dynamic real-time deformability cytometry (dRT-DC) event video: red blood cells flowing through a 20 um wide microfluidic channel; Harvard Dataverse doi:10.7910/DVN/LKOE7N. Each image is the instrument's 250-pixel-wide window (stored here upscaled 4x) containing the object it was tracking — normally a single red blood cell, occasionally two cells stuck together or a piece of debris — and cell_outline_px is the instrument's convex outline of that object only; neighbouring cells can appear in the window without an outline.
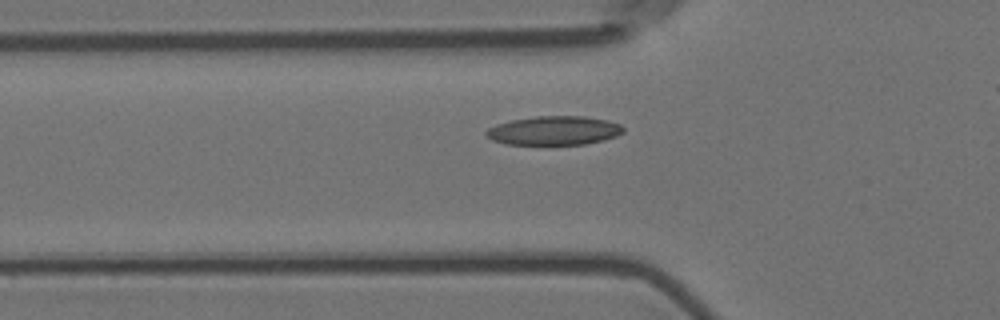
{"species": "Egyptian fruit bat (a non-hibernating species)", "species_latin": "Rousettus aegyptiacus", "temperature_condition": "room temperature", "stored_images_in_passage": 6, "camera_frame_rate_fps": 3000, "um_per_image_px": 0.085, "animal": {"sex": "female"}, "frame": {"image": 1, "passage_image": 6, "time_ms": 1.667, "image_size_px": [1000, 320], "cell_outline_px": [[624, 132], [616, 136], [604, 140], [584, 144], [508, 144], [492, 140], [484, 136], [484, 132], [488, 128], [496, 124], [512, 120], [536, 116], [584, 116], [608, 120], [620, 124], [624, 128]], "centroid_in_image_um": [47.09, 11.09], "position_along_channel_um": 78.7, "area_um2": 23.18}}